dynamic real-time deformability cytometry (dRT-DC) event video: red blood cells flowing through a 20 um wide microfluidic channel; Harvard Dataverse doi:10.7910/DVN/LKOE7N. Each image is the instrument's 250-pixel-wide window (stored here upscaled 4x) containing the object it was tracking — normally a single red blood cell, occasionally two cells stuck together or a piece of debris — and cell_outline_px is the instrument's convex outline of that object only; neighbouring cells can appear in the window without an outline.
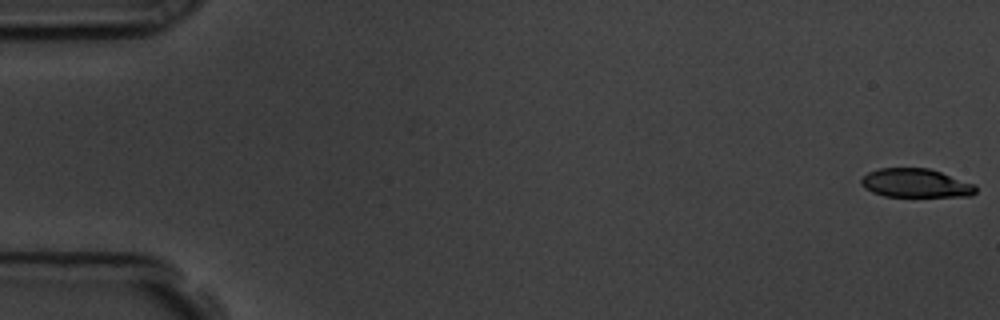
{"species": "common noctule bat (a hibernating species)", "species_latin": "Nyctalus noctula", "temperature_condition": "room temperature", "stored_images_in_passage": 58, "camera_frame_rate_fps": 3000, "um_per_image_px": 0.085, "animal": {"sex": "male", "body_mass_g": 19.5, "forearm_length_mm": 54.6}, "frame": {"image": 1, "passage_image": 1, "time_ms": 0.0, "image_size_px": [1000, 320], "cell_outline_px": [[976, 192], [972, 196], [884, 196], [872, 192], [864, 188], [860, 184], [860, 180], [868, 172], [880, 168], [928, 168], [976, 184]], "centroid_in_image_um": [77.83, 15.56], "position_along_channel_um": 7.2, "area_um2": 19.19}}
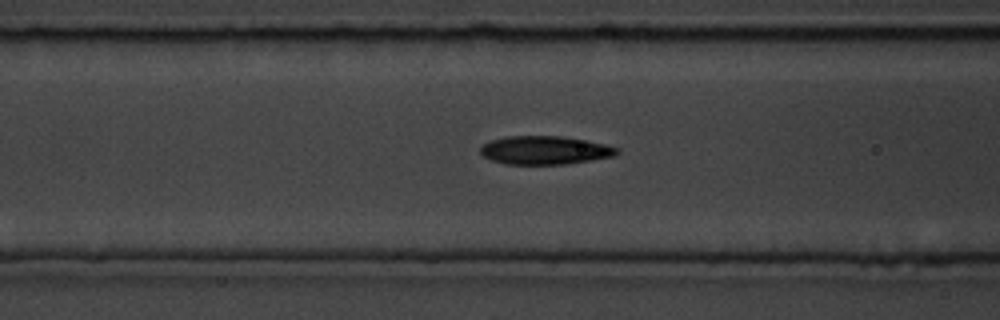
{"frame": {"image": 2, "passage_image": 23, "time_ms": 7.333, "image_size_px": [1000, 320], "cell_outline_px": [[620, 152], [616, 156], [592, 160], [564, 164], [504, 164], [492, 160], [484, 156], [480, 152], [480, 148], [484, 144], [492, 140], [504, 136], [564, 136], [588, 140], [620, 148]], "centroid_in_image_um": [46.36, 12.76], "position_along_channel_um": 120.2, "area_um2": 22.77}}
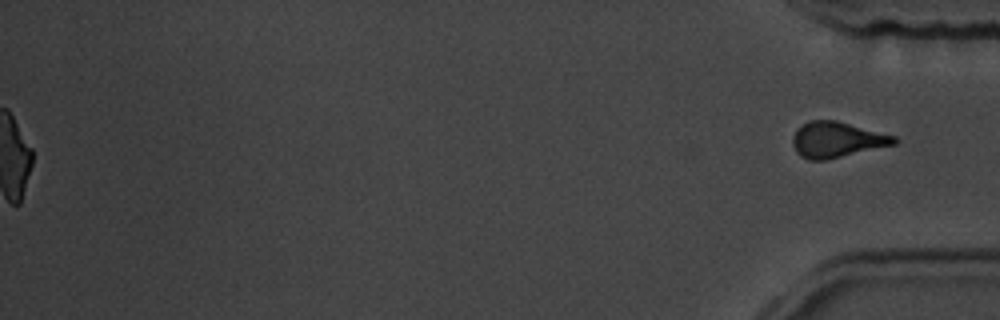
{"frame": {"image": 3, "passage_image": 58, "time_ms": 19.0, "image_size_px": [1000, 320], "cell_outline_px": [[900, 140], [896, 144], [828, 160], [808, 160], [800, 156], [796, 152], [792, 144], [792, 136], [800, 124], [812, 120], [836, 120], [896, 136]], "centroid_in_image_um": [71.12, 11.88], "position_along_channel_um": 364.1, "area_um2": 21.39}, "authors_computed_cell_mechanics": {"area_um2": 22.1374, "velocity_mm_per_s": 3.5973, "shape_relaxation_time_tau1_ms": 4.4039, "shape_relaxation_time_tau2_ms": 1.8723, "deformation_change_tau1": 0.1577, "deformation_change_tau2": 0.0793}}